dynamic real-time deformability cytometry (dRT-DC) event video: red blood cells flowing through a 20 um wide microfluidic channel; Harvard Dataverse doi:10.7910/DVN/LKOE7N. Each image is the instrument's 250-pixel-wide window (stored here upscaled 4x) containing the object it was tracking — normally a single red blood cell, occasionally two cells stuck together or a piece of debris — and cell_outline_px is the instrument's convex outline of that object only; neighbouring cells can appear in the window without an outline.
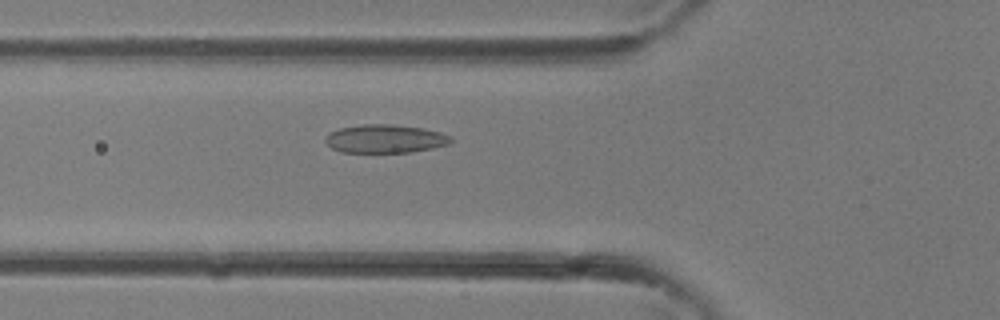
{"species": "common noctule bat (a hibernating species)", "species_latin": "Nyctalus noctula", "temperature_condition": "room temperature", "stored_images_in_passage": 36, "camera_frame_rate_fps": 3000, "um_per_image_px": 0.085, "animal": {"sex": "female"}, "frame": {"image": 1, "passage_image": 13, "time_ms": 4.0, "image_size_px": [1000, 320], "cell_outline_px": [[452, 140], [448, 144], [432, 148], [412, 152], [340, 152], [332, 148], [324, 140], [332, 132], [340, 128], [364, 124], [392, 124], [424, 128], [440, 132], [452, 136]], "centroid_in_image_um": [32.77, 11.79], "position_along_channel_um": 93.0, "area_um2": 20.63}}
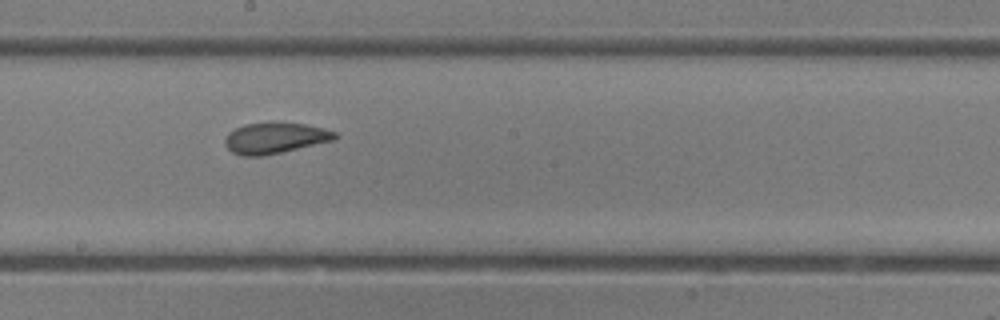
{"frame": {"image": 2, "passage_image": 20, "time_ms": 6.333, "image_size_px": [1000, 320], "cell_outline_px": [[340, 136], [336, 140], [264, 156], [240, 156], [232, 152], [224, 144], [224, 140], [228, 132], [244, 124], [304, 124], [324, 128], [336, 132]], "centroid_in_image_um": [23.39, 11.76], "position_along_channel_um": 224.8, "area_um2": 19.65}}
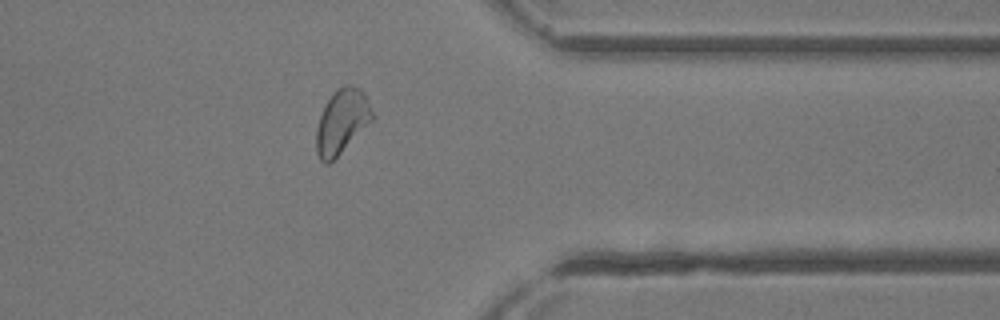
{"frame": {"image": 3, "passage_image": 29, "time_ms": 9.333, "image_size_px": [1000, 320], "cell_outline_px": [[376, 116], [328, 164], [324, 164], [320, 160], [316, 152], [316, 128], [324, 104], [344, 84], [348, 84], [360, 88], [364, 92]], "centroid_in_image_um": [29.06, 10.31], "position_along_channel_um": 382.3, "area_um2": 20.69}}